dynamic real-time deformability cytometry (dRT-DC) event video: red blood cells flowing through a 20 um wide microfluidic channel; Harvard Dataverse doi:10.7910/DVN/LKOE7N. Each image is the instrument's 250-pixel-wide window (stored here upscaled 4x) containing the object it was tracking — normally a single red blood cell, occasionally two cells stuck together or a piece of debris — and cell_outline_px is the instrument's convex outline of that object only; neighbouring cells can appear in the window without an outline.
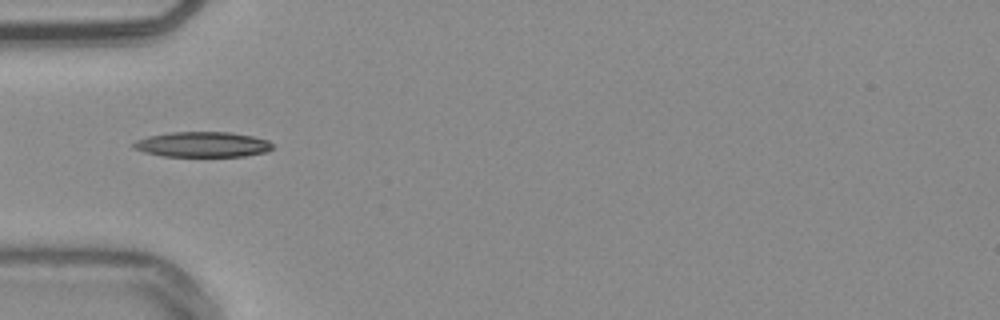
{"species": "common noctule bat (a hibernating species)", "species_latin": "Nyctalus noctula", "temperature_condition": "warm", "stored_images_in_passage": 12, "camera_frame_rate_fps": 3000, "um_per_image_px": 0.085, "animal": {"sex": "male", "body_mass_g": 20.4}, "frame": {"image": 1, "passage_image": 6, "time_ms": 1.667, "image_size_px": [1000, 320], "cell_outline_px": [[272, 148], [264, 152], [244, 156], [164, 156], [144, 152], [132, 148], [132, 144], [136, 140], [148, 136], [168, 132], [232, 132], [252, 136], [268, 140], [272, 144]], "centroid_in_image_um": [17.18, 12.27], "position_along_channel_um": 67.8, "area_um2": 20.46}}